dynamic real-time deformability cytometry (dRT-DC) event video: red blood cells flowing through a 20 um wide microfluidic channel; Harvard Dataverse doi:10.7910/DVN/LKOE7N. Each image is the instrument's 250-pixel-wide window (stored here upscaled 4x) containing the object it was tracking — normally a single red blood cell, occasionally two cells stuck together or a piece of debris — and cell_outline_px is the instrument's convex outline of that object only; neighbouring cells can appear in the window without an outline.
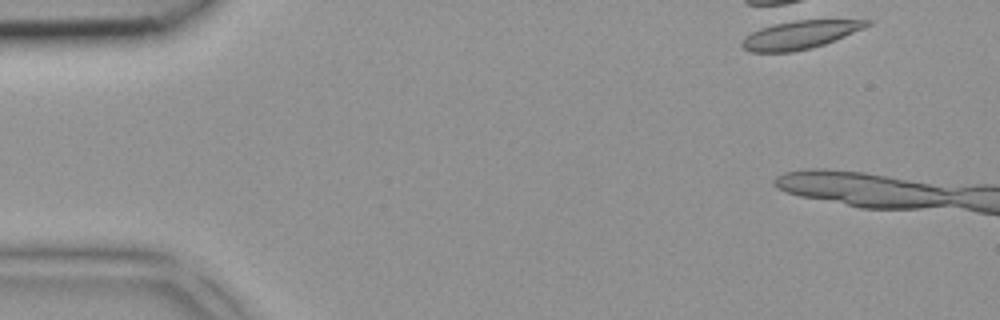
{"species": "common noctule bat (a hibernating species)", "species_latin": "Nyctalus noctula", "temperature_condition": "room temperature", "stored_images_in_passage": 3, "camera_frame_rate_fps": 3000, "um_per_image_px": 0.085, "animal": {"sex": "female", "body_mass_g": 18.4}, "frame": {"image": 1, "passage_image": 1, "time_ms": 0.0, "image_size_px": [1000, 320], "cell_outline_px": [[876, 20], [872, 24], [864, 28], [824, 44], [812, 48], [792, 52], [748, 52], [740, 44], [752, 32], [760, 28], [784, 20]], "centroid_in_image_um": [68.01, 2.95], "position_along_channel_um": 17.0, "area_um2": 20.58}}